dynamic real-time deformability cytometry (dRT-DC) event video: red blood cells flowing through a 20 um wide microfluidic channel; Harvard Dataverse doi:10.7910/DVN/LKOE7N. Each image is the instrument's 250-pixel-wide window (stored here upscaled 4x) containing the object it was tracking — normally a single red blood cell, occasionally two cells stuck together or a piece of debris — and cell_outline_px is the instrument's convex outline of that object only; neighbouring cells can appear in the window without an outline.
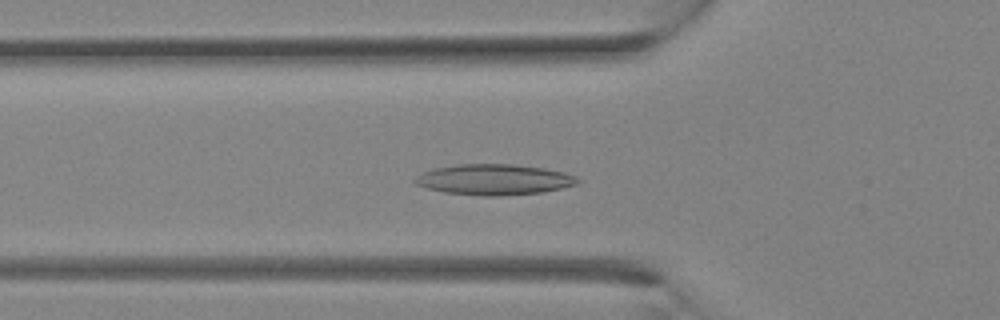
{"species": "Egyptian fruit bat (a non-hibernating species)", "species_latin": "Rousettus aegyptiacus", "temperature_condition": "room temperature", "stored_images_in_passage": 34, "camera_frame_rate_fps": 3000, "um_per_image_px": 0.085, "animal": {"sex": "female"}, "frame": {"image": 1, "passage_image": 12, "time_ms": 3.667, "image_size_px": [1000, 320], "cell_outline_px": [[580, 184], [540, 192], [500, 196], [484, 196], [444, 192], [428, 188], [416, 184], [412, 180], [416, 176], [424, 172], [436, 168], [460, 164], [512, 164], [544, 168], [564, 172], [576, 176], [580, 180]], "centroid_in_image_um": [42.02, 15.26], "position_along_channel_um": 83.8, "area_um2": 28.96}}
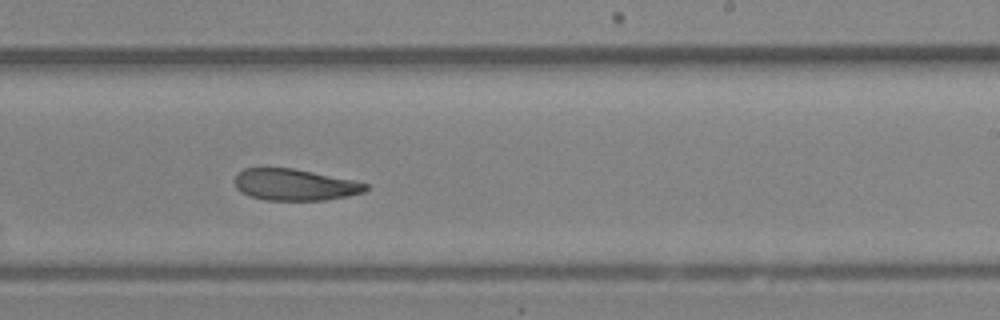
{"frame": {"image": 2, "passage_image": 21, "time_ms": 6.667, "image_size_px": [1000, 320], "cell_outline_px": [[368, 188], [364, 192], [348, 196], [324, 200], [264, 200], [248, 196], [240, 192], [236, 188], [232, 180], [244, 168], [292, 168], [352, 180], [368, 184]], "centroid_in_image_um": [25.0, 15.71], "position_along_channel_um": 264.0, "area_um2": 24.04}}
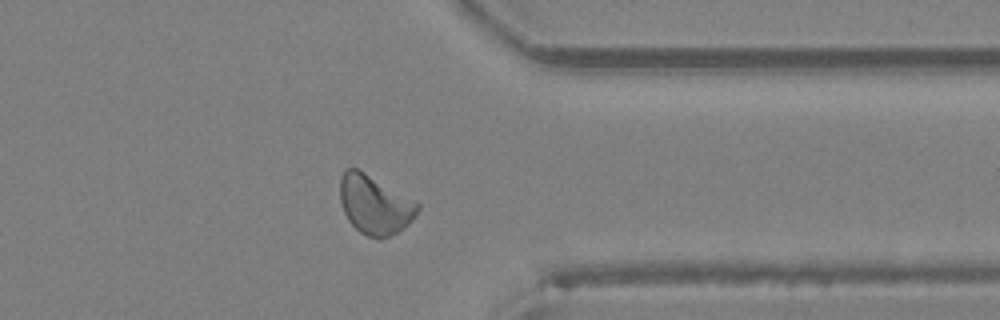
{"frame": {"image": 3, "passage_image": 27, "time_ms": 8.667, "image_size_px": [1000, 320], "cell_outline_px": [[420, 208], [416, 216], [408, 224], [396, 232], [380, 240], [368, 236], [360, 232], [348, 220], [344, 212], [340, 200], [340, 176], [344, 168], [356, 168], [364, 172], [420, 204]], "centroid_in_image_um": [31.83, 17.4], "position_along_channel_um": 379.6, "area_um2": 26.41}}